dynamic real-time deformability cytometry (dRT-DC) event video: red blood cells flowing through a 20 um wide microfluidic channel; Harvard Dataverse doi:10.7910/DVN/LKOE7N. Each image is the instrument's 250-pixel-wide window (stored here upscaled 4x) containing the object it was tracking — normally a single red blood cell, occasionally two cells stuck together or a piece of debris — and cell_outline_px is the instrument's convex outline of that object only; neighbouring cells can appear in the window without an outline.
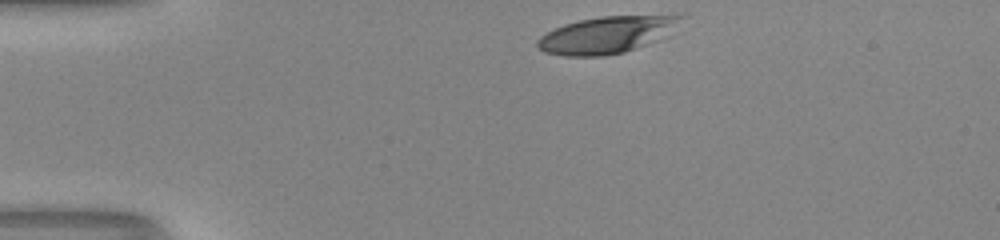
{"species": "human", "species_latin": "Homo sapiens", "temperature_condition": "room temperature", "stored_images_in_passage": 32, "camera_frame_rate_fps": 3000, "um_per_image_px": 0.085, "donor": {"sex": "male"}, "frame": {"image": 1, "passage_image": 1, "time_ms": 0.0, "image_size_px": [1000, 240], "cell_outline_px": [[684, 16], [680, 32], [672, 36], [624, 52], [604, 56], [564, 56], [544, 52], [536, 44], [536, 40], [540, 36], [564, 24], [580, 20], [600, 16], [676, 12], [680, 12]], "centroid_in_image_um": [51.84, 2.9], "position_along_channel_um": 33.2, "area_um2": 32.6}}
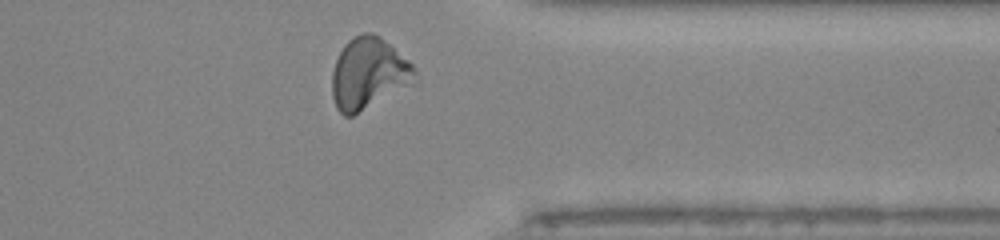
{"frame": {"image": 2, "passage_image": 31, "time_ms": 10.0, "image_size_px": [1000, 240], "cell_outline_px": [[420, 84], [352, 116], [344, 116], [336, 108], [332, 96], [332, 72], [336, 60], [344, 44], [352, 36], [364, 32], [372, 32], [380, 36], [408, 60], [416, 68], [420, 80]], "centroid_in_image_um": [31.41, 6.29], "position_along_channel_um": 380.0, "area_um2": 35.72}, "authors_computed_cell_mechanics": {"area_um2": 33.4373, "velocity_mm_per_s": 4.1362, "shape_relaxation_time_tau1_ms": 5.5715, "shape_relaxation_time_tau2_ms": 1.5692, "deformation_change_tau1": 0.2594, "deformation_change_tau2": 0.1027}}